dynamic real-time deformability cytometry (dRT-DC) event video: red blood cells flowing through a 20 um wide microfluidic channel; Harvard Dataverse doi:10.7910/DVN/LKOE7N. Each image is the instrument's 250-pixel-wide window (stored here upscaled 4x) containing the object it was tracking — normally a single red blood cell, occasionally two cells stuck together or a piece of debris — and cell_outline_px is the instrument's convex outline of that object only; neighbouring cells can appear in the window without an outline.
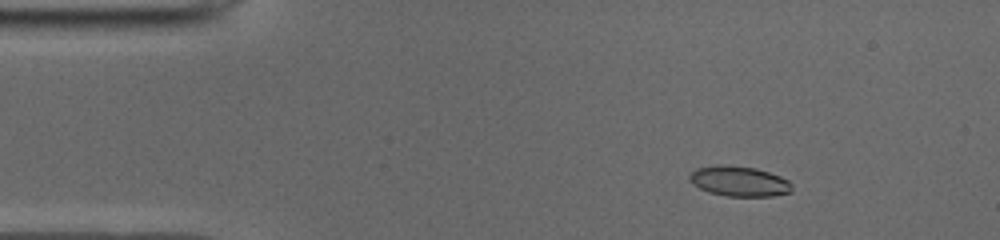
{"species": "common noctule bat (a hibernating species)", "species_latin": "Nyctalus noctula", "temperature_condition": "cold", "stored_images_in_passage": 45, "camera_frame_rate_fps": 3000, "um_per_image_px": 0.085, "animal": {"sex": "male", "body_mass_g": 19.0, "forearm_length_mm": 50.8}, "frame": {"image": 1, "passage_image": 1, "time_ms": 0.0, "image_size_px": [1000, 240], "cell_outline_px": [[792, 192], [772, 196], [728, 196], [708, 192], [692, 184], [688, 180], [688, 176], [696, 168], [716, 164], [724, 164], [756, 168], [780, 176], [788, 180], [792, 184]], "centroid_in_image_um": [62.81, 15.4], "position_along_channel_um": 22.2, "area_um2": 18.21}}
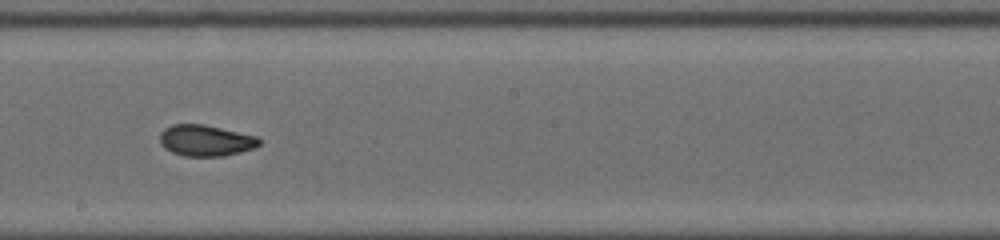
{"frame": {"image": 2, "passage_image": 22, "time_ms": 7.0, "image_size_px": [1000, 240], "cell_outline_px": [[260, 144], [256, 148], [224, 156], [184, 156], [172, 152], [164, 148], [160, 144], [160, 132], [164, 128], [172, 124], [204, 124], [256, 136], [260, 140]], "centroid_in_image_um": [17.46, 11.94], "position_along_channel_um": 230.7, "area_um2": 18.15}}
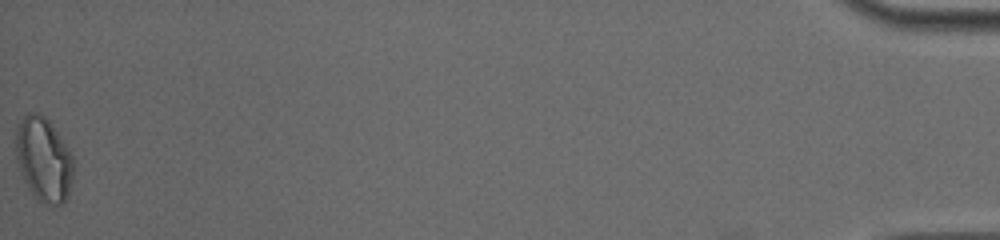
{"frame": {"image": 3, "passage_image": 45, "time_ms": 14.667, "image_size_px": [1000, 240], "cell_outline_px": [[72, 180], [68, 196], [60, 204], [52, 208], [44, 204], [28, 188], [24, 180], [16, 156], [16, 128], [24, 116], [28, 112], [36, 112], [44, 116], [48, 120], [68, 148], [72, 156]], "centroid_in_image_um": [3.71, 13.56], "position_along_channel_um": 431.5, "area_um2": 27.92}, "authors_computed_cell_mechanics": {"area_um2": 18.4382, "velocity_mm_per_s": 3.9579, "shape_relaxation_time_tau1_ms": 4.6107, "shape_relaxation_time_tau2_ms": 1.6472, "deformation_change_tau1": 0.1289, "deformation_change_tau2": 0.0627}}